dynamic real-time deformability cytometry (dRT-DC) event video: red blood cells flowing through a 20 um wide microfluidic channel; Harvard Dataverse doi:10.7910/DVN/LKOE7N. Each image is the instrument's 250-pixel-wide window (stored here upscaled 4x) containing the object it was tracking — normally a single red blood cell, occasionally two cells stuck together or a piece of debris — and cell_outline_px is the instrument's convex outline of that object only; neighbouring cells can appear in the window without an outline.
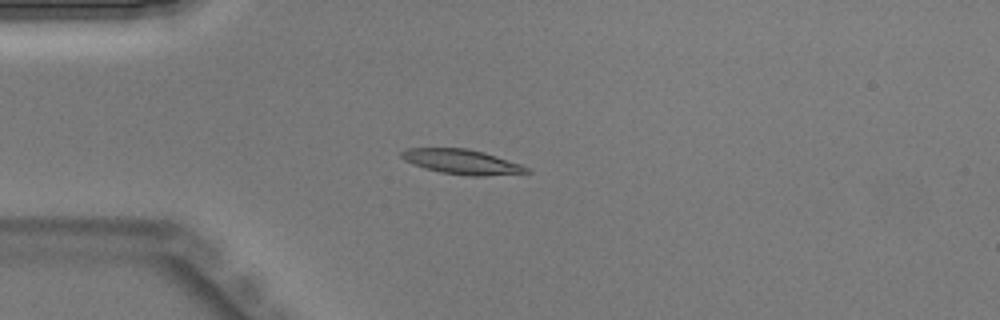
{"species": "Egyptian fruit bat (a non-hibernating species)", "species_latin": "Rousettus aegyptiacus", "temperature_condition": "warm", "stored_images_in_passage": 34, "camera_frame_rate_fps": 3000, "um_per_image_px": 0.085, "animal": {"sex": "male"}, "frame": {"image": 1, "passage_image": 1, "time_ms": 0.0, "image_size_px": [1000, 320], "cell_outline_px": [[532, 172], [484, 176], [468, 176], [440, 172], [412, 164], [404, 160], [400, 156], [400, 152], [408, 148], [468, 148], [484, 152], [520, 164], [528, 168]], "centroid_in_image_um": [39.24, 13.75], "position_along_channel_um": 45.8, "area_um2": 18.03}}
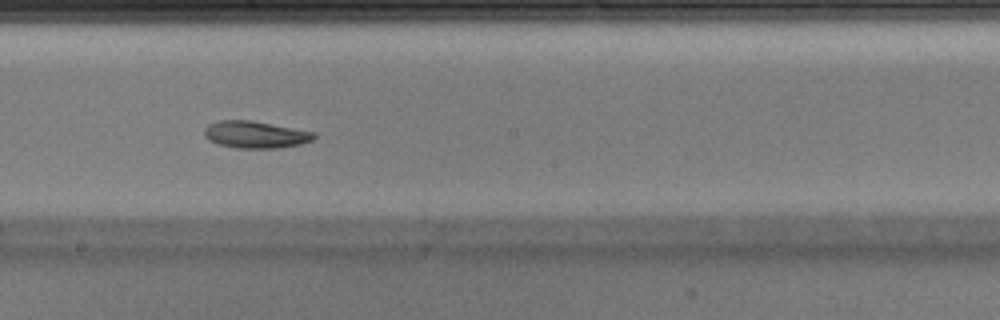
{"frame": {"image": 2, "passage_image": 14, "time_ms": 4.333, "image_size_px": [1000, 320], "cell_outline_px": [[316, 136], [312, 140], [300, 144], [276, 148], [236, 148], [220, 144], [208, 140], [204, 136], [204, 128], [208, 124], [220, 120], [252, 120], [316, 132]], "centroid_in_image_um": [21.7, 11.43], "position_along_channel_um": 226.5, "area_um2": 17.34}}
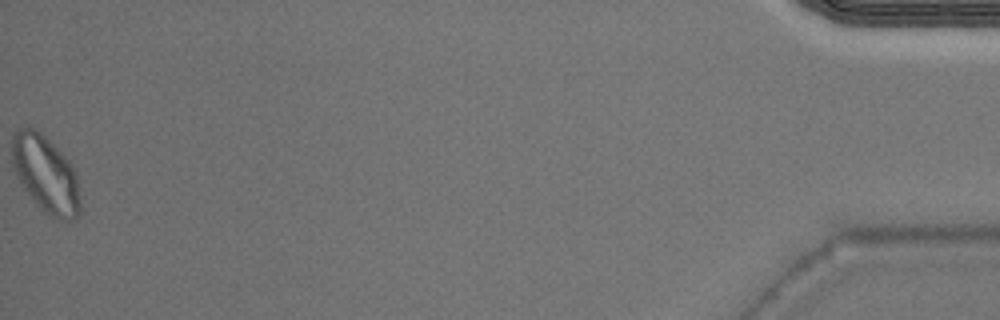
{"frame": {"image": 3, "passage_image": 34, "time_ms": 11.0, "image_size_px": [1000, 320], "cell_outline_px": [[80, 212], [76, 220], [60, 220], [48, 216], [36, 204], [20, 184], [12, 168], [12, 132], [16, 128], [32, 128], [44, 136], [68, 160], [76, 172], [80, 204]], "centroid_in_image_um": [3.86, 14.84], "position_along_channel_um": 431.3, "area_um2": 30.69}}